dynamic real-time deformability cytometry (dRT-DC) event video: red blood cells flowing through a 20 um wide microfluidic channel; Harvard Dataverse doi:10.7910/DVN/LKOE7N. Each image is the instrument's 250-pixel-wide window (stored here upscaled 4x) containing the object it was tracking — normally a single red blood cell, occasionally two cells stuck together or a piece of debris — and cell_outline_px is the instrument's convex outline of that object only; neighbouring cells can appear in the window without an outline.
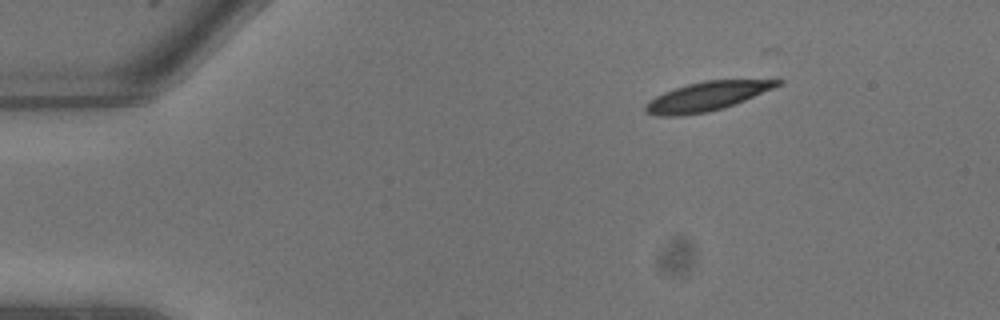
{"species": "common noctule bat (a hibernating species)", "species_latin": "Nyctalus noctula", "temperature_condition": "warm", "stored_images_in_passage": 6, "camera_frame_rate_fps": 3000, "um_per_image_px": 0.085, "animal": {"sex": "male", "body_mass_g": 13.3}, "frame": {"image": 1, "passage_image": 1, "time_ms": 0.0, "image_size_px": [1000, 320], "cell_outline_px": [[784, 80], [780, 84], [772, 88], [736, 104], [724, 108], [708, 112], [680, 116], [656, 116], [644, 112], [644, 104], [648, 100], [664, 92], [688, 84], [704, 80]], "centroid_in_image_um": [60.0, 8.21], "position_along_channel_um": 25.0, "area_um2": 22.25}}
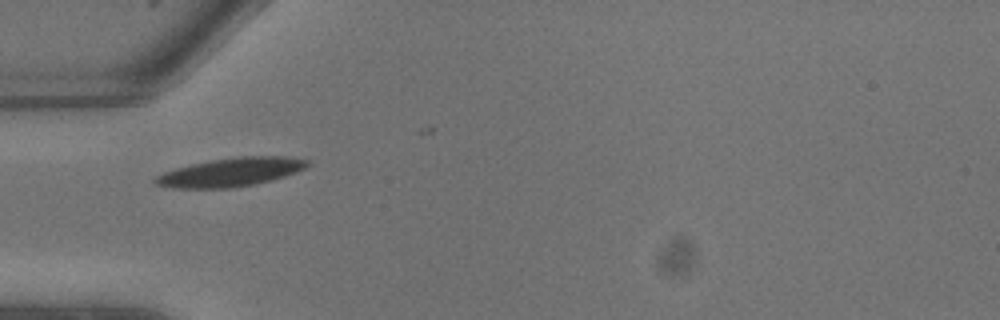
{"frame": {"image": 2, "passage_image": 5, "time_ms": 1.333, "image_size_px": [1000, 320], "cell_outline_px": [[308, 164], [304, 168], [296, 172], [272, 180], [232, 188], [172, 188], [152, 184], [152, 180], [156, 176], [164, 172], [176, 168], [192, 164], [212, 160], [240, 156], [288, 156], [308, 160]], "centroid_in_image_um": [19.58, 14.64], "position_along_channel_um": 65.4, "area_um2": 25.26}}